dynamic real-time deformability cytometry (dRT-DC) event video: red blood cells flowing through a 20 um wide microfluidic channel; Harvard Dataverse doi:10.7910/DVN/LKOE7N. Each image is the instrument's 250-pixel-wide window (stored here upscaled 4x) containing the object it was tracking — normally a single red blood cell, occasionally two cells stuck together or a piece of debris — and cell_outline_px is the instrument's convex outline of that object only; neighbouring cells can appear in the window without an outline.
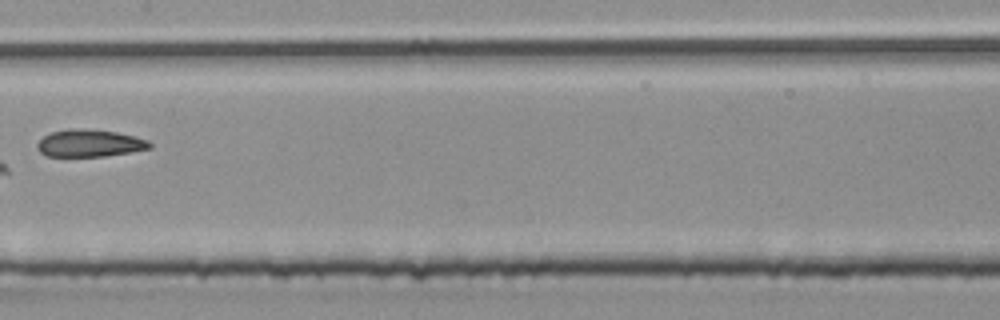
{"species": "common noctule bat (a hibernating species)", "species_latin": "Nyctalus noctula", "temperature_condition": "room temperature", "stored_images_in_passage": 7, "camera_frame_rate_fps": 3000, "um_per_image_px": 0.085, "animal": {"sex": "male", "body_mass_g": 20.4}, "frame": {"image": 1, "passage_image": 7, "time_ms": 2.0, "image_size_px": [1000, 320], "cell_outline_px": [[152, 148], [104, 156], [44, 156], [36, 148], [36, 144], [44, 136], [52, 132], [76, 128], [116, 132], [148, 140], [152, 144]], "centroid_in_image_um": [7.59, 12.18], "position_along_channel_um": 199.8, "area_um2": 17.63}}